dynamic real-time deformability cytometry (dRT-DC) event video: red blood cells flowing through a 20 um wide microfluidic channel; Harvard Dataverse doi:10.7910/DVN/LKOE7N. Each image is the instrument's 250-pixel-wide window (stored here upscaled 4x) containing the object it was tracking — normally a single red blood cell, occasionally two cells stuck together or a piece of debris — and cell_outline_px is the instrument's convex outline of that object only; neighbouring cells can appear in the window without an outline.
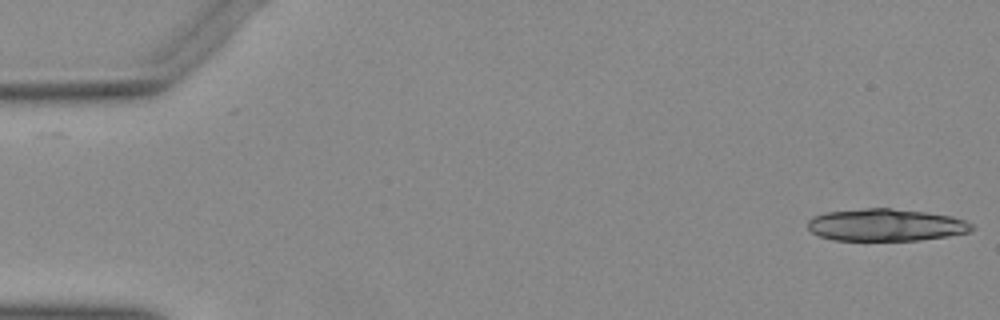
{"species": "Egyptian fruit bat (a non-hibernating species)", "species_latin": "Rousettus aegyptiacus", "temperature_condition": "warm", "stored_images_in_passage": 20, "camera_frame_rate_fps": 3000, "um_per_image_px": 0.085, "animal": {"sex": "female"}, "frame": {"image": 1, "passage_image": 1, "time_ms": 0.0, "image_size_px": [1000, 320], "cell_outline_px": [[976, 228], [968, 232], [948, 236], [916, 240], [832, 240], [820, 236], [812, 232], [808, 228], [808, 220], [812, 216], [824, 212], [864, 208], [888, 208], [928, 212], [952, 216], [964, 220], [972, 224]], "centroid_in_image_um": [75.28, 19.11], "position_along_channel_um": 9.7, "area_um2": 30.92}}